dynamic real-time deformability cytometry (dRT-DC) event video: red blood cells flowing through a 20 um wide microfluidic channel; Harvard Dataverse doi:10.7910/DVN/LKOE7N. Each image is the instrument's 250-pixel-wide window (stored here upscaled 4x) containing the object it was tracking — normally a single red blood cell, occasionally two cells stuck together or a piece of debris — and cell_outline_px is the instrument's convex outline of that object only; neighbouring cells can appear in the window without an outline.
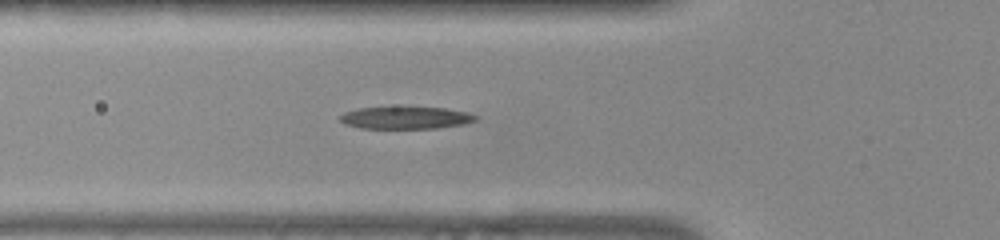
{"species": "common noctule bat (a hibernating species)", "species_latin": "Nyctalus noctula", "temperature_condition": "warm", "stored_images_in_passage": 48, "camera_frame_rate_fps": 3000, "um_per_image_px": 0.085, "animal": {"sex": "female", "body_mass_g": 22.0, "forearm_length_mm": 56.7}, "frame": {"image": 1, "passage_image": 13, "time_ms": 4.0, "image_size_px": [1000, 240], "cell_outline_px": [[476, 120], [464, 124], [436, 128], [360, 128], [344, 124], [340, 120], [340, 116], [344, 112], [356, 108], [444, 108], [464, 112], [476, 116]], "centroid_in_image_um": [34.43, 10.02], "position_along_channel_um": 91.4, "area_um2": 17.17}}
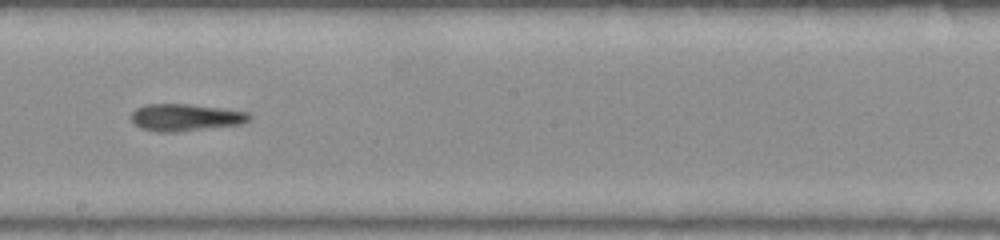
{"frame": {"image": 2, "passage_image": 24, "time_ms": 7.667, "image_size_px": [1000, 240], "cell_outline_px": [[252, 116], [248, 120], [240, 124], [176, 132], [156, 132], [140, 128], [128, 116], [136, 108], [148, 104], [184, 104], [248, 112]], "centroid_in_image_um": [15.7, 9.99], "position_along_channel_um": 232.5, "area_um2": 18.38}}
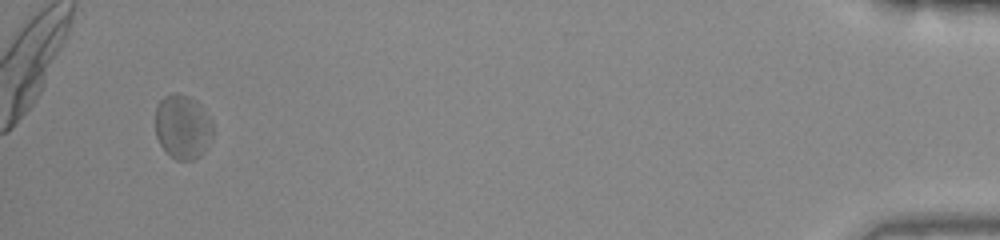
{"frame": {"image": 3, "passage_image": 45, "time_ms": 14.667, "image_size_px": [1000, 240], "cell_outline_px": [[212, 140], [208, 148], [200, 156], [192, 160], [176, 160], [160, 144], [156, 136], [156, 108], [160, 100], [164, 96], [172, 92], [176, 92], [188, 96], [196, 100], [200, 104], [212, 120]], "centroid_in_image_um": [15.55, 10.77], "position_along_channel_um": 419.6, "area_um2": 21.79}, "authors_computed_cell_mechanics": {"area_um2": 19.2185, "velocity_mm_per_s": 3.8489, "shape_relaxation_time_tau1_ms": 5.5737, "shape_relaxation_time_tau2_ms": 4.2855, "deformation_change_tau1": 0.1661, "deformation_change_tau2": 0.126}}